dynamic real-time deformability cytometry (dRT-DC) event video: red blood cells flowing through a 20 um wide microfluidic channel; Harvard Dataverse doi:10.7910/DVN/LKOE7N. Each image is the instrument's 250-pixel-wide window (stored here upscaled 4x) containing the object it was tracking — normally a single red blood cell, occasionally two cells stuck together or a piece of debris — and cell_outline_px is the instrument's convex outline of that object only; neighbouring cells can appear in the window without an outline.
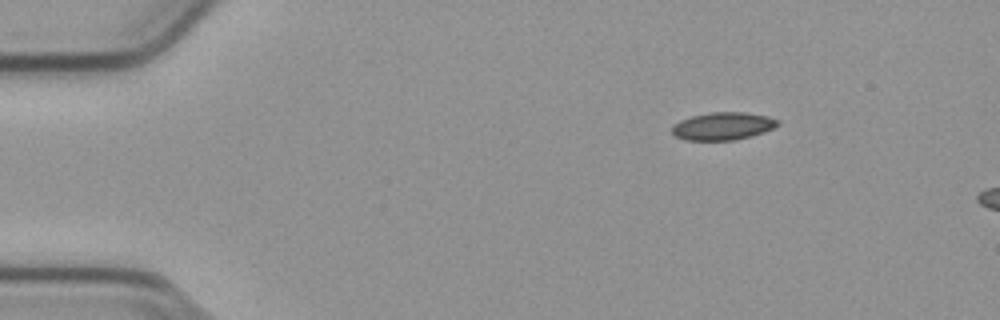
{"species": "common noctule bat (a hibernating species)", "species_latin": "Nyctalus noctula", "temperature_condition": "cold", "stored_images_in_passage": 6, "camera_frame_rate_fps": 3000, "um_per_image_px": 0.085, "animal": {"sex": "male", "body_mass_g": 23.1, "forearm_length_mm": 52.7}, "frame": {"image": 1, "passage_image": 1, "time_ms": 0.0, "image_size_px": [1000, 320], "cell_outline_px": [[780, 124], [764, 132], [752, 136], [732, 140], [684, 140], [672, 136], [672, 124], [680, 120], [692, 116], [712, 112], [744, 112], [768, 116], [780, 120]], "centroid_in_image_um": [61.42, 10.72], "position_along_channel_um": 23.6, "area_um2": 17.22}}